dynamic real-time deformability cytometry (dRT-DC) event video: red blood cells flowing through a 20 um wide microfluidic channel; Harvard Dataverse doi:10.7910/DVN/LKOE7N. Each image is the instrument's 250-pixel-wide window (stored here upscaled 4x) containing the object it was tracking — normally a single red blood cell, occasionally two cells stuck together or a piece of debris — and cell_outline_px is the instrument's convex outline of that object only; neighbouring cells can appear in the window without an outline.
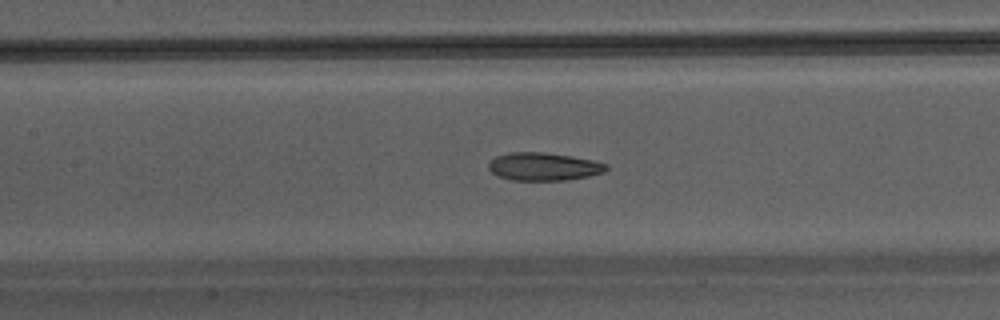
{"species": "Egyptian fruit bat (a non-hibernating species)", "species_latin": "Rousettus aegyptiacus", "temperature_condition": "warm", "stored_images_in_passage": 45, "camera_frame_rate_fps": 3000, "um_per_image_px": 0.085, "animal": {"sex": "male"}, "frame": {"image": 1, "passage_image": 21, "time_ms": 6.667, "image_size_px": [1000, 320], "cell_outline_px": [[608, 168], [604, 172], [588, 176], [568, 180], [512, 180], [496, 176], [488, 168], [488, 164], [496, 156], [512, 152], [544, 152], [572, 156], [592, 160], [608, 164]], "centroid_in_image_um": [46.21, 14.16], "position_along_channel_um": 161.2, "area_um2": 19.19}}
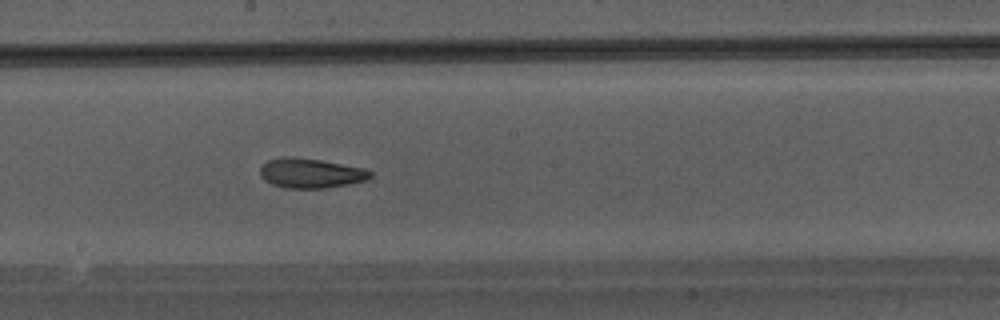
{"frame": {"image": 2, "passage_image": 25, "time_ms": 8.0, "image_size_px": [1000, 320], "cell_outline_px": [[372, 176], [368, 180], [348, 184], [324, 188], [288, 188], [272, 184], [264, 180], [260, 176], [260, 168], [268, 160], [284, 156], [292, 156], [320, 160], [364, 168], [372, 172]], "centroid_in_image_um": [26.41, 14.71], "position_along_channel_um": 221.8, "area_um2": 19.07}}
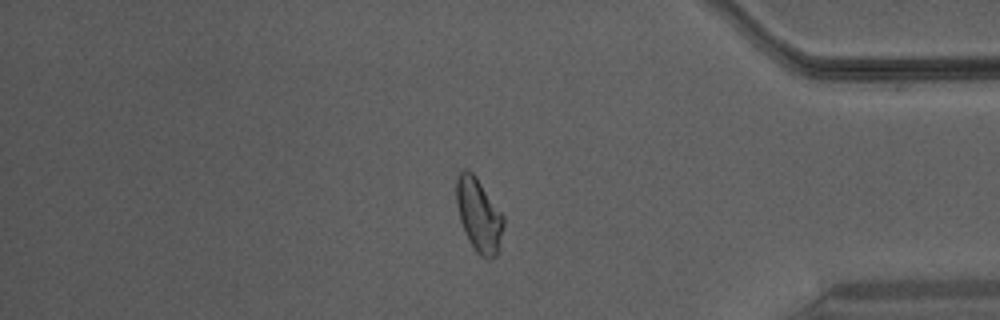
{"frame": {"image": 3, "passage_image": 38, "time_ms": 12.333, "image_size_px": [1000, 320], "cell_outline_px": [[504, 224], [496, 256], [488, 260], [480, 256], [476, 252], [464, 232], [460, 220], [456, 204], [456, 180], [460, 172], [464, 168], [468, 168], [476, 176], [504, 216]], "centroid_in_image_um": [40.68, 18.27], "position_along_channel_um": 394.5, "area_um2": 20.23}}